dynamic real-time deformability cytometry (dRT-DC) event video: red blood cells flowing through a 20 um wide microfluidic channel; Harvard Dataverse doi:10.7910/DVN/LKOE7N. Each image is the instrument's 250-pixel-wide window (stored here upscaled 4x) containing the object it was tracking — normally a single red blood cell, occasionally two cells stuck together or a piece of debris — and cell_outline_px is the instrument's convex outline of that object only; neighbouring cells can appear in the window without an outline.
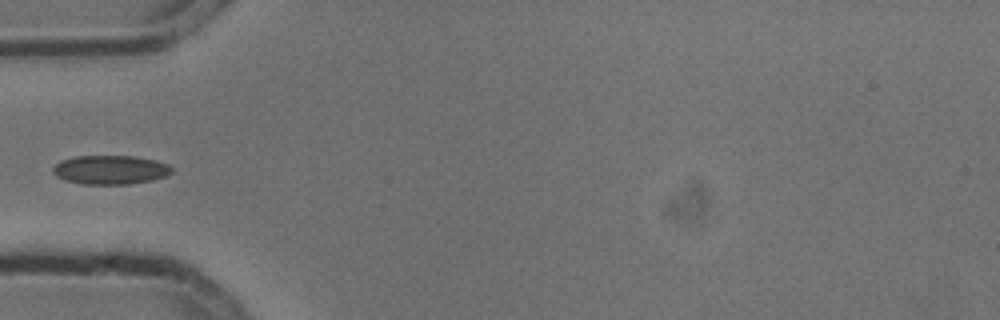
{"species": "common noctule bat (a hibernating species)", "species_latin": "Nyctalus noctula", "temperature_condition": "cold", "stored_images_in_passage": 5, "camera_frame_rate_fps": 3000, "um_per_image_px": 0.085, "animal": {"sex": "male", "body_mass_g": 13.3}, "frame": {"image": 1, "passage_image": 4, "time_ms": 1.0, "image_size_px": [1000, 320], "cell_outline_px": [[172, 172], [168, 176], [152, 180], [128, 184], [80, 184], [64, 180], [56, 176], [52, 172], [52, 168], [60, 160], [76, 156], [136, 156], [156, 160], [168, 164], [172, 168]], "centroid_in_image_um": [9.38, 14.43], "position_along_channel_um": 75.6, "area_um2": 20.29}}
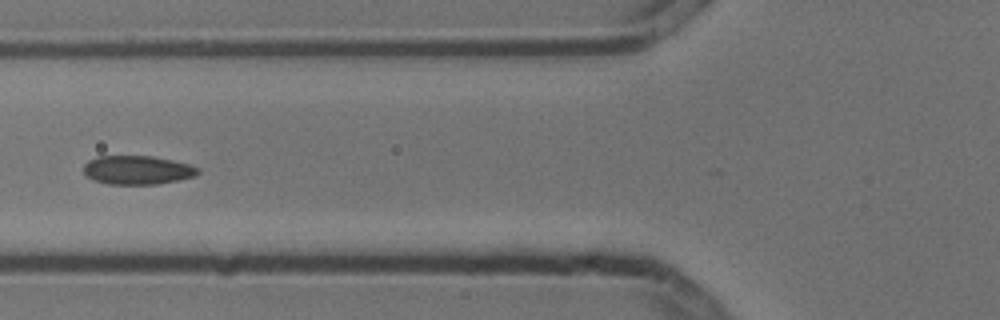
{"frame": {"image": 2, "passage_image": 5, "time_ms": 1.333, "image_size_px": [1000, 320], "cell_outline_px": [[200, 172], [196, 176], [180, 180], [156, 184], [108, 184], [92, 180], [84, 172], [84, 164], [88, 160], [96, 156], [152, 156], [172, 160], [188, 164], [200, 168]], "centroid_in_image_um": [11.69, 14.45], "position_along_channel_um": 114.1, "area_um2": 19.31}}